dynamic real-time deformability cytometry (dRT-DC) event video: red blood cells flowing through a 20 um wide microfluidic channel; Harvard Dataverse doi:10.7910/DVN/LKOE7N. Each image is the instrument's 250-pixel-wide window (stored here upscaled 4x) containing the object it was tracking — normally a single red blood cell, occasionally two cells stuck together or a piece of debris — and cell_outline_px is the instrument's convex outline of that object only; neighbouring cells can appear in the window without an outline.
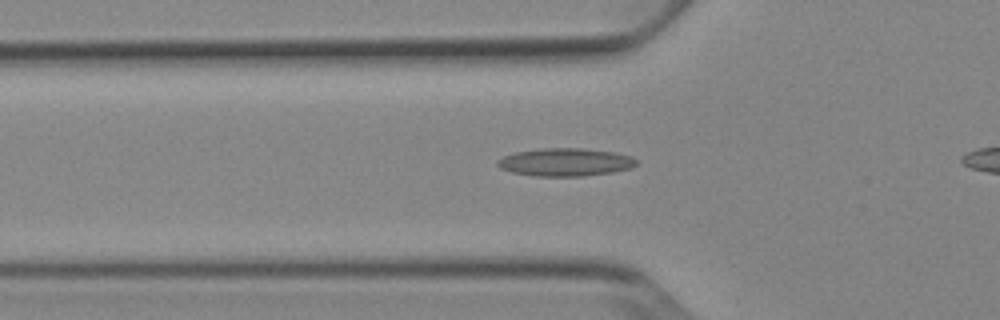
{"species": "Egyptian fruit bat (a non-hibernating species)", "species_latin": "Rousettus aegyptiacus", "temperature_condition": "cold", "stored_images_in_passage": 47, "camera_frame_rate_fps": 3000, "um_per_image_px": 0.085, "animal": {"sex": "female"}, "frame": {"image": 1, "passage_image": 19, "time_ms": 6.0, "image_size_px": [1000, 320], "cell_outline_px": [[636, 164], [632, 168], [612, 172], [584, 176], [532, 176], [512, 172], [500, 168], [496, 164], [496, 160], [504, 156], [516, 152], [544, 148], [580, 148], [616, 152], [632, 156], [636, 160]], "centroid_in_image_um": [48.05, 13.78], "position_along_channel_um": 77.7, "area_um2": 22.66}}
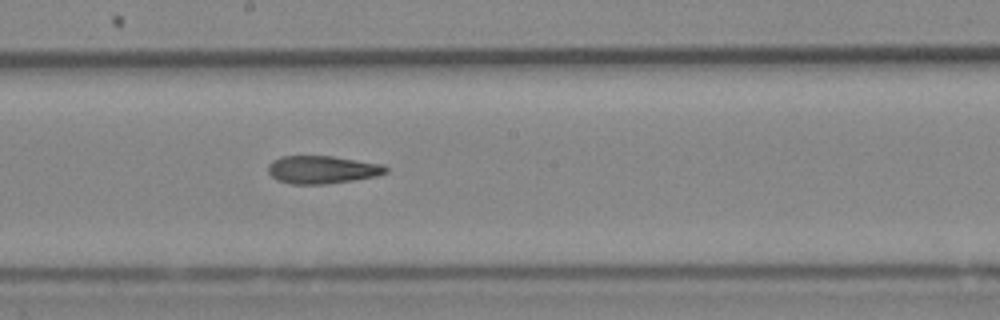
{"frame": {"image": 2, "passage_image": 30, "time_ms": 9.667, "image_size_px": [1000, 320], "cell_outline_px": [[388, 172], [380, 176], [324, 184], [292, 184], [276, 180], [268, 172], [268, 164], [272, 160], [280, 156], [332, 156], [384, 164], [388, 168]], "centroid_in_image_um": [27.4, 14.42], "position_along_channel_um": 220.8, "area_um2": 19.31}}
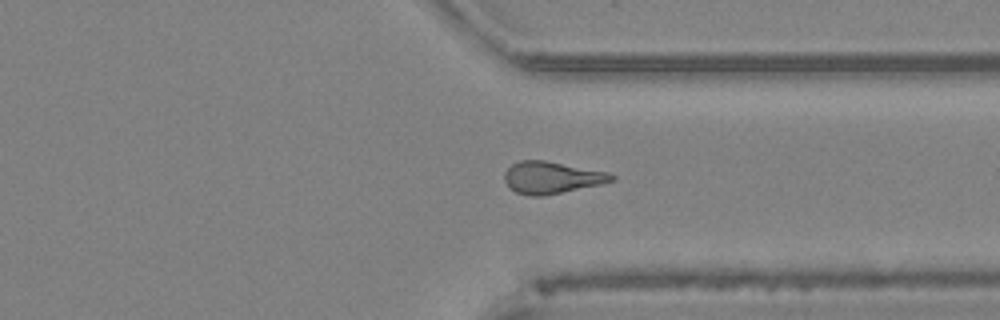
{"frame": {"image": 3, "passage_image": 41, "time_ms": 13.333, "image_size_px": [1000, 320], "cell_outline_px": [[616, 180], [604, 184], [544, 196], [532, 196], [516, 192], [508, 188], [504, 180], [504, 172], [512, 164], [520, 160], [544, 160], [608, 172], [616, 176]], "centroid_in_image_um": [46.9, 15.1], "position_along_channel_um": 364.5, "area_um2": 20.23}, "authors_computed_cell_mechanics": {"area_um2": 19.652, "velocity_mm_per_s": 3.9139, "shape_relaxation_time_tau1_ms": null, "shape_relaxation_time_tau2_ms": 3.4372, "deformation_change_tau1": null, "deformation_change_tau2": 0.1316}}